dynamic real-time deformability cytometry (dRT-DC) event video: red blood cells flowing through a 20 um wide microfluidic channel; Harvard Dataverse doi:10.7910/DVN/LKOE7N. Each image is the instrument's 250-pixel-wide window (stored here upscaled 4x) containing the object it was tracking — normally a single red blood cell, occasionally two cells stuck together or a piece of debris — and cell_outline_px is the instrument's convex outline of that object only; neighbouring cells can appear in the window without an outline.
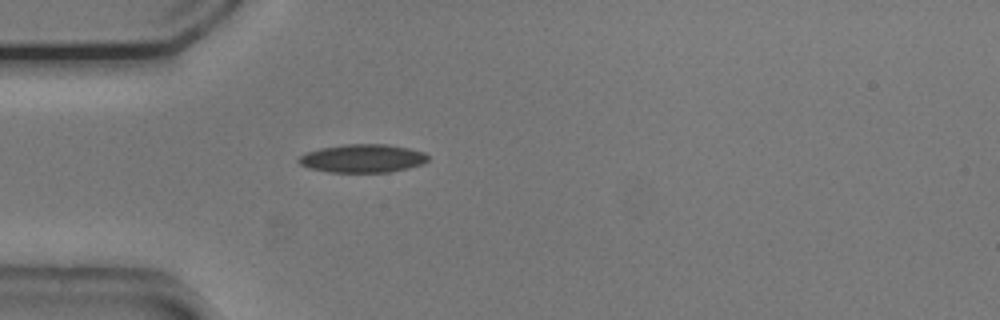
{"species": "common noctule bat (a hibernating species)", "species_latin": "Nyctalus noctula", "temperature_condition": "cold", "stored_images_in_passage": 19, "camera_frame_rate_fps": 3000, "um_per_image_px": 0.085, "animal": {"sex": "male", "body_mass_g": 20.5, "forearm_length_mm": 52.5}, "frame": {"image": 1, "passage_image": 1, "time_ms": 0.0, "image_size_px": [1000, 320], "cell_outline_px": [[428, 160], [424, 164], [408, 168], [388, 172], [328, 172], [308, 168], [300, 164], [296, 160], [300, 156], [308, 152], [320, 148], [344, 144], [388, 144], [408, 148], [424, 152], [428, 156]], "centroid_in_image_um": [30.82, 13.46], "position_along_channel_um": 54.2, "area_um2": 21.39}}